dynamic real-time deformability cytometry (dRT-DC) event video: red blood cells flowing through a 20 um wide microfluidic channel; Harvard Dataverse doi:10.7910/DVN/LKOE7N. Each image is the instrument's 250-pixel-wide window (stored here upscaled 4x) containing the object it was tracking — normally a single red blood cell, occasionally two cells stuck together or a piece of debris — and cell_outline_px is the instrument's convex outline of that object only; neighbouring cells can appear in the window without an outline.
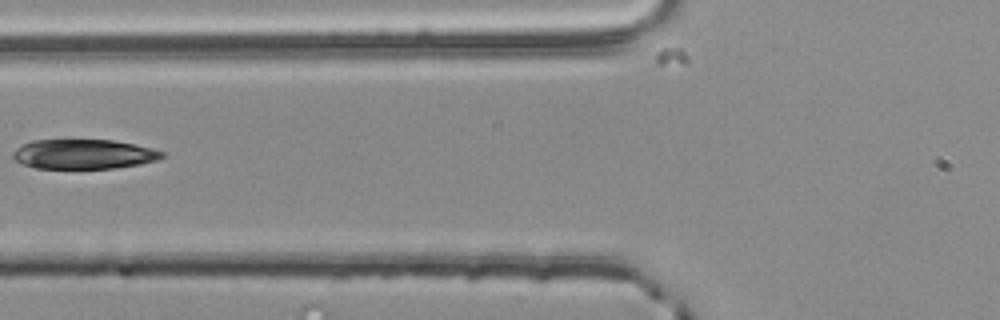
{"species": "common noctule bat (a hibernating species)", "species_latin": "Nyctalus noctula", "temperature_condition": "room temperature", "stored_images_in_passage": 4, "camera_frame_rate_fps": 3000, "um_per_image_px": 0.085, "animal": {"sex": "male", "body_mass_g": 20.4}, "frame": {"image": 1, "passage_image": 4, "time_ms": 1.0, "image_size_px": [1000, 320], "cell_outline_px": [[164, 156], [156, 160], [140, 164], [116, 168], [36, 168], [24, 164], [16, 160], [12, 156], [12, 152], [16, 148], [32, 140], [112, 140], [152, 148], [164, 152]], "centroid_in_image_um": [7.11, 13.1], "position_along_channel_um": 118.7, "area_um2": 25.55}}